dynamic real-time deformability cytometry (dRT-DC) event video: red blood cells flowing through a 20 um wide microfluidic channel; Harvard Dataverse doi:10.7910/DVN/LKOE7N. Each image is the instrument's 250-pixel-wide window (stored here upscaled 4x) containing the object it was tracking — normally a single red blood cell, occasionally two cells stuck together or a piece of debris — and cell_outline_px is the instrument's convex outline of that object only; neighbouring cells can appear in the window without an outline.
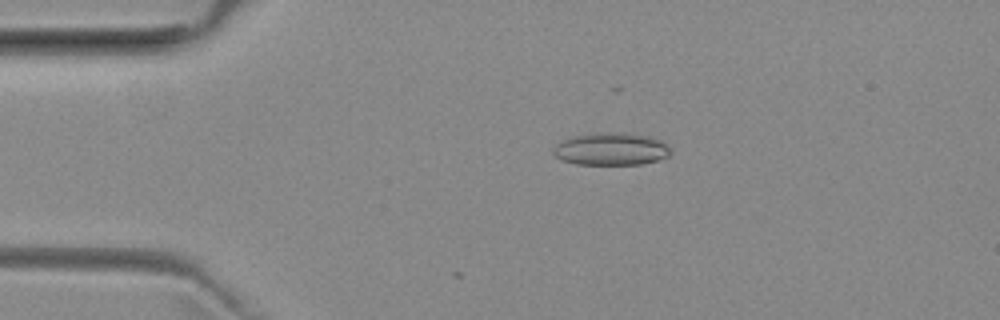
{"species": "common noctule bat (a hibernating species)", "species_latin": "Nyctalus noctula", "temperature_condition": "room temperature", "stored_images_in_passage": 11, "camera_frame_rate_fps": 3000, "um_per_image_px": 0.085, "animal": {"sex": "female", "body_mass_g": 29.2, "forearm_length_mm": 56.3}, "frame": {"image": 1, "passage_image": 11, "time_ms": 3.333, "image_size_px": [1000, 320], "cell_outline_px": [[672, 152], [668, 156], [656, 160], [640, 164], [576, 164], [564, 160], [556, 156], [552, 152], [552, 148], [556, 144], [572, 136], [596, 132], [648, 136], [660, 140], [668, 144]], "centroid_in_image_um": [51.93, 12.67], "position_along_channel_um": 33.1, "area_um2": 21.91}}